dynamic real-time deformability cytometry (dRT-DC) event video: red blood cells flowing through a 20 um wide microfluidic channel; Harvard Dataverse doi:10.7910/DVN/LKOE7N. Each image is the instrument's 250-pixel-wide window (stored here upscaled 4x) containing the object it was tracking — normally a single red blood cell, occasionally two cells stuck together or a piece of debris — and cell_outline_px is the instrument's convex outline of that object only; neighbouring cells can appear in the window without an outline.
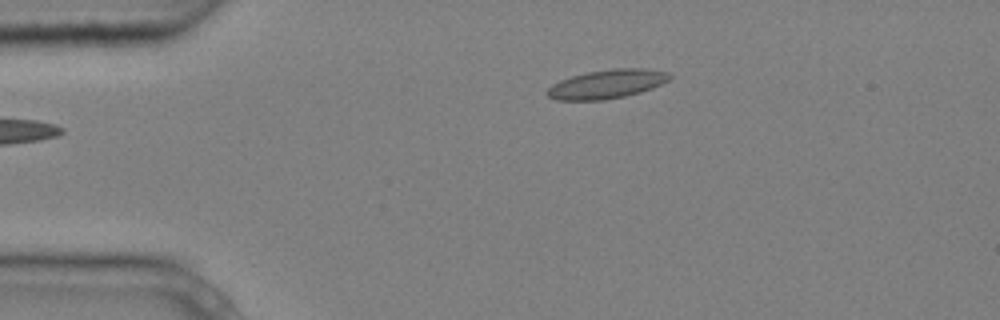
{"species": "common noctule bat (a hibernating species)", "species_latin": "Nyctalus noctula", "temperature_condition": "cold", "stored_images_in_passage": 2, "camera_frame_rate_fps": 3000, "um_per_image_px": 0.085, "animal": {"sex": "male", "body_mass_g": 20.4}, "frame": {"image": 1, "passage_image": 2, "time_ms": 0.333, "image_size_px": [1000, 320], "cell_outline_px": [[672, 76], [668, 80], [652, 88], [640, 92], [624, 96], [604, 100], [556, 100], [548, 96], [544, 92], [552, 84], [560, 80], [572, 76], [588, 72], [612, 68], [644, 68], [668, 72]], "centroid_in_image_um": [51.56, 7.14], "position_along_channel_um": 33.4, "area_um2": 20.58}}